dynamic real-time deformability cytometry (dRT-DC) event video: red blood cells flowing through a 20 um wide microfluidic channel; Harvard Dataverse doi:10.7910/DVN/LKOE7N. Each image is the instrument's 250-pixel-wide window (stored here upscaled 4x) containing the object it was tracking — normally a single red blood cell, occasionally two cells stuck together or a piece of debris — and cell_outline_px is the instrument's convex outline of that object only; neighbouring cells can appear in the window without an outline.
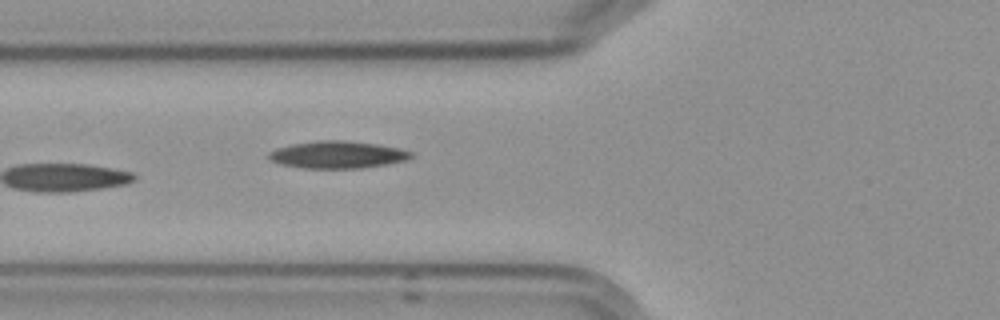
{"species": "Egyptian fruit bat (a non-hibernating species)", "species_latin": "Rousettus aegyptiacus", "temperature_condition": "cold", "stored_images_in_passage": 6, "camera_frame_rate_fps": 3000, "um_per_image_px": 0.085, "frame": {"image": 1, "passage_image": 6, "time_ms": 5.667, "image_size_px": [1000, 320], "cell_outline_px": [[416, 156], [404, 160], [388, 164], [360, 168], [304, 168], [280, 164], [272, 160], [268, 156], [268, 152], [276, 148], [292, 144], [316, 140], [344, 140], [376, 144], [400, 148], [412, 152]], "centroid_in_image_um": [28.7, 13.14], "position_along_channel_um": 97.1, "area_um2": 22.6}}